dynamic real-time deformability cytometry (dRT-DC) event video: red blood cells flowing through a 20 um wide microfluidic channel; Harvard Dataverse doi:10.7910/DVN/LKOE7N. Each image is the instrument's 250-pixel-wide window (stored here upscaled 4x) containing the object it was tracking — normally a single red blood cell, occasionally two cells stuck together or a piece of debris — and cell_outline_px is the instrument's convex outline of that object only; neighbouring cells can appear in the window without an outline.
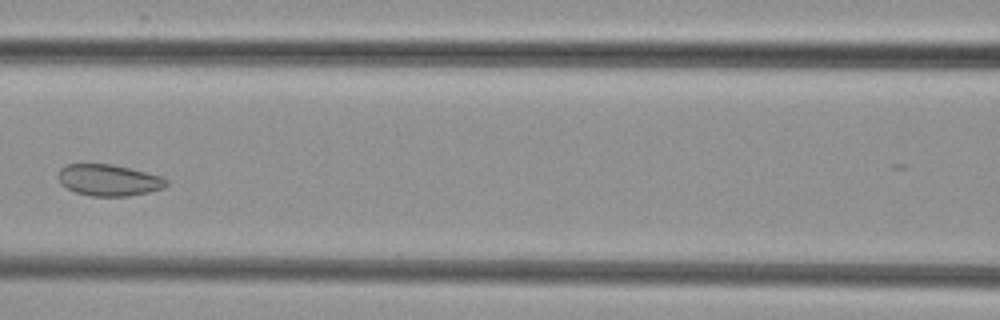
{"species": "common noctule bat (a hibernating species)", "species_latin": "Nyctalus noctula", "temperature_condition": "cold", "stored_images_in_passage": 5, "camera_frame_rate_fps": 3000, "um_per_image_px": 0.085, "animal": {"sex": "female", "body_mass_g": 29.2, "forearm_length_mm": 56.3}, "frame": {"image": 1, "passage_image": 5, "time_ms": 5.667, "image_size_px": [1000, 320], "cell_outline_px": [[168, 184], [164, 188], [148, 192], [128, 196], [92, 196], [76, 192], [60, 184], [56, 176], [60, 168], [68, 164], [112, 164], [164, 176], [168, 180]], "centroid_in_image_um": [9.25, 15.3], "position_along_channel_um": 157.3, "area_um2": 20.0}}